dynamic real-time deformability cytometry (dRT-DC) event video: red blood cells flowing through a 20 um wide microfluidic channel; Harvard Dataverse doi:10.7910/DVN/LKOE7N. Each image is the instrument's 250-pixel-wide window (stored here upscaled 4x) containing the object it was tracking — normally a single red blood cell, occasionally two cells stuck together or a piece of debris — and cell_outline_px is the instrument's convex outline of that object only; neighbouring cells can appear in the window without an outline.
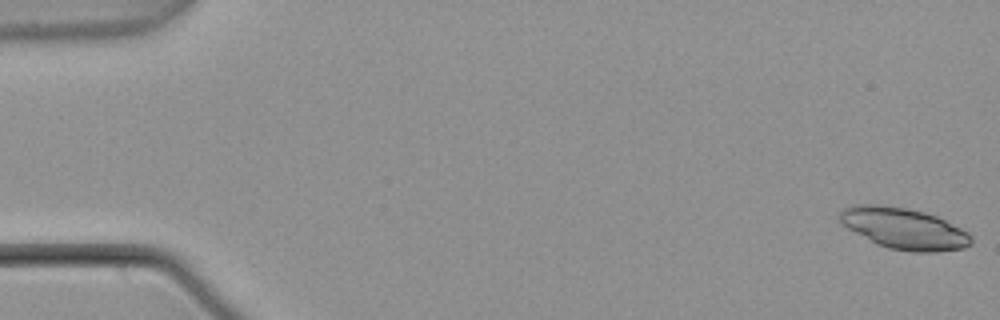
{"species": "common noctule bat (a hibernating species)", "species_latin": "Nyctalus noctula", "temperature_condition": "warm", "stored_images_in_passage": 5, "camera_frame_rate_fps": 3000, "um_per_image_px": 0.085, "animal": {"sex": "male", "body_mass_g": 21.5, "forearm_length_mm": 52.0}, "frame": {"image": 1, "passage_image": 1, "time_ms": 0.0, "image_size_px": [1000, 320], "cell_outline_px": [[972, 244], [964, 248], [936, 252], [912, 252], [888, 248], [876, 244], [848, 228], [840, 220], [840, 212], [844, 208], [856, 204], [880, 204], [908, 208], [924, 212], [936, 216], [968, 232], [972, 236]], "centroid_in_image_um": [76.86, 19.43], "position_along_channel_um": 8.1, "area_um2": 31.5}}
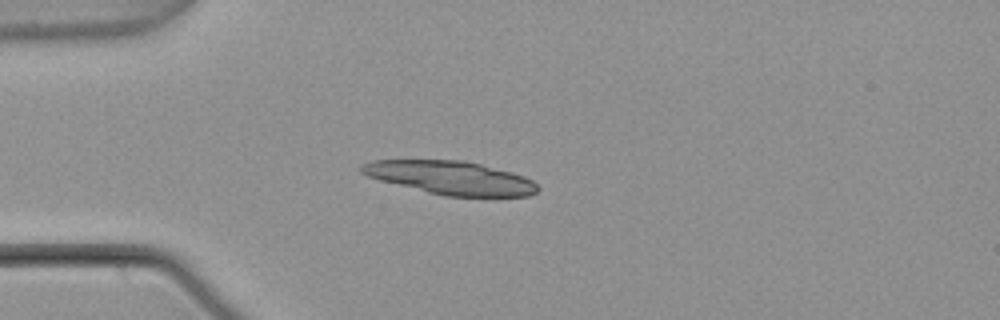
{"frame": {"image": 2, "passage_image": 4, "time_ms": 1.0, "image_size_px": [1000, 320], "cell_outline_px": [[540, 188], [536, 192], [528, 196], [444, 196], [380, 180], [368, 176], [360, 172], [360, 164], [372, 160], [464, 160], [512, 172], [524, 176], [532, 180]], "centroid_in_image_um": [38.3, 15.1], "position_along_channel_um": 46.7, "area_um2": 34.1}}